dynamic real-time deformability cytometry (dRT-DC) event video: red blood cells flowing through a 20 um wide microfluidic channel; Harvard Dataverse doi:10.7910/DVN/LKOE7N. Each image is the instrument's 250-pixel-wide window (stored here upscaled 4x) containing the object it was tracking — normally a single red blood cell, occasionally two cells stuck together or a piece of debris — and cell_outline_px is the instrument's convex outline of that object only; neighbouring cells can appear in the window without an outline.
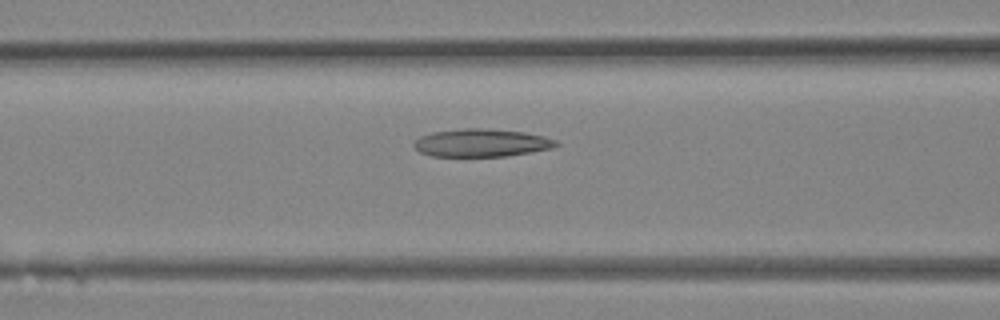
{"species": "Egyptian fruit bat (a non-hibernating species)", "species_latin": "Rousettus aegyptiacus", "temperature_condition": "room temperature", "stored_images_in_passage": 24, "camera_frame_rate_fps": 3000, "um_per_image_px": 0.085, "animal": {"sex": "female"}, "frame": {"image": 1, "passage_image": 10, "time_ms": 3.0, "image_size_px": [1000, 320], "cell_outline_px": [[560, 144], [552, 148], [508, 156], [432, 156], [420, 152], [412, 144], [420, 136], [432, 132], [464, 128], [492, 128], [524, 132], [544, 136], [556, 140]], "centroid_in_image_um": [40.94, 12.13], "position_along_channel_um": 125.7, "area_um2": 23.18}}
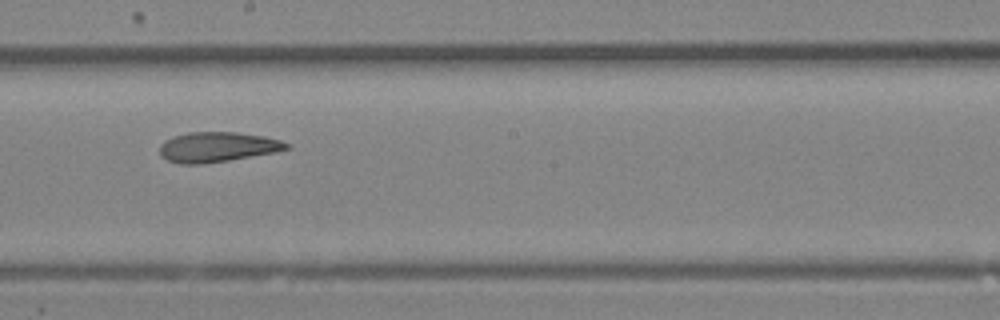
{"frame": {"image": 2, "passage_image": 15, "time_ms": 4.667, "image_size_px": [1000, 320], "cell_outline_px": [[292, 148], [276, 152], [204, 164], [180, 164], [168, 160], [160, 156], [160, 144], [164, 140], [172, 136], [188, 132], [236, 132], [264, 136], [280, 140], [288, 144]], "centroid_in_image_um": [18.45, 12.49], "position_along_channel_um": 229.7, "area_um2": 22.31}}
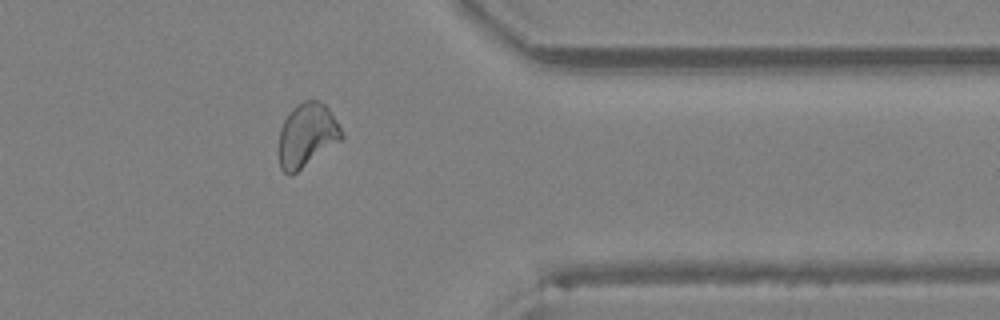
{"frame": {"image": 3, "passage_image": 23, "time_ms": 7.333, "image_size_px": [1000, 320], "cell_outline_px": [[344, 136], [340, 140], [296, 172], [284, 172], [280, 168], [280, 128], [284, 120], [292, 108], [296, 104], [304, 100], [320, 100], [328, 108], [340, 128]], "centroid_in_image_um": [26.08, 11.44], "position_along_channel_um": 385.3, "area_um2": 22.66}}